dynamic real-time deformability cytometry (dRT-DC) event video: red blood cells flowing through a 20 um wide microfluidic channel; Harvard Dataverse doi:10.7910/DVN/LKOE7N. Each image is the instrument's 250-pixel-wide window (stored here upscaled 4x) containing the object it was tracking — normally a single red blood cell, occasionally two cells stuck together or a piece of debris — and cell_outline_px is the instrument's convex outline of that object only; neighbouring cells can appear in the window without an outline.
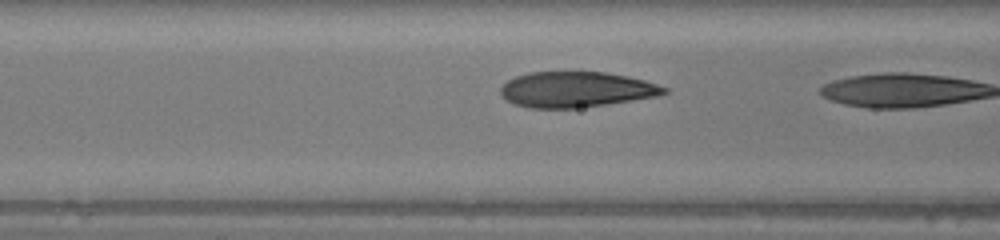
{"species": "human", "species_latin": "Homo sapiens", "temperature_condition": "warm", "stored_images_in_passage": 13, "camera_frame_rate_fps": 3000, "um_per_image_px": 0.085, "donor": {"sex": "female"}, "frame": {"image": 1, "passage_image": 12, "time_ms": 3.667, "image_size_px": [1000, 240], "cell_outline_px": [[668, 92], [660, 96], [576, 108], [528, 108], [512, 104], [500, 92], [500, 88], [508, 80], [516, 76], [528, 72], [604, 72], [628, 76], [644, 80], [668, 88]], "centroid_in_image_um": [48.97, 7.61], "position_along_channel_um": 117.6, "area_um2": 33.81}}